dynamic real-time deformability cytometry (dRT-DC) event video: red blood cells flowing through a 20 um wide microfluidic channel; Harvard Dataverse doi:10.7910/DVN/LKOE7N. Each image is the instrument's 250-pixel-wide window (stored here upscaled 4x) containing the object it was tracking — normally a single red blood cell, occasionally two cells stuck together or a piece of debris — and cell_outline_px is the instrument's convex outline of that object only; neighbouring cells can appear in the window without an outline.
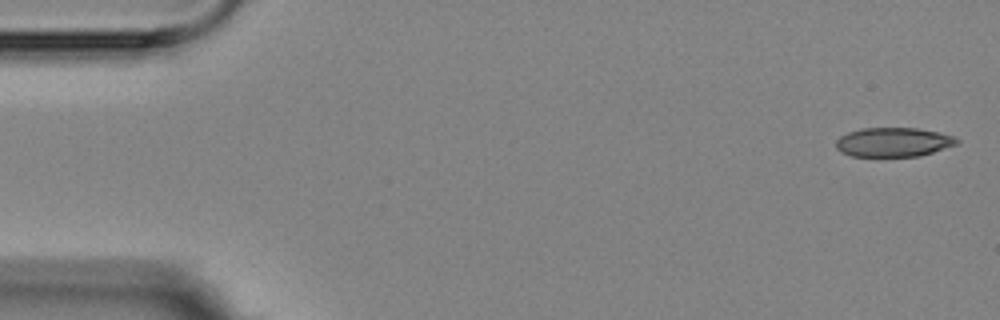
{"species": "Egyptian fruit bat (a non-hibernating species)", "species_latin": "Rousettus aegyptiacus", "temperature_condition": "room temperature", "stored_images_in_passage": 5, "segment_of_instrument_passage": [1, 2], "camera_frame_rate_fps": 3000, "um_per_image_px": 0.085, "animal": {"sex": "female"}, "frame": {"image": 1, "passage_image": 1, "time_ms": 0.0, "image_size_px": [1000, 320], "cell_outline_px": [[960, 140], [956, 144], [920, 156], [852, 156], [840, 152], [836, 148], [836, 140], [840, 136], [848, 132], [860, 128], [916, 128], [940, 132], [952, 136]], "centroid_in_image_um": [75.9, 12.08], "position_along_channel_um": 9.1, "area_um2": 20.52}}
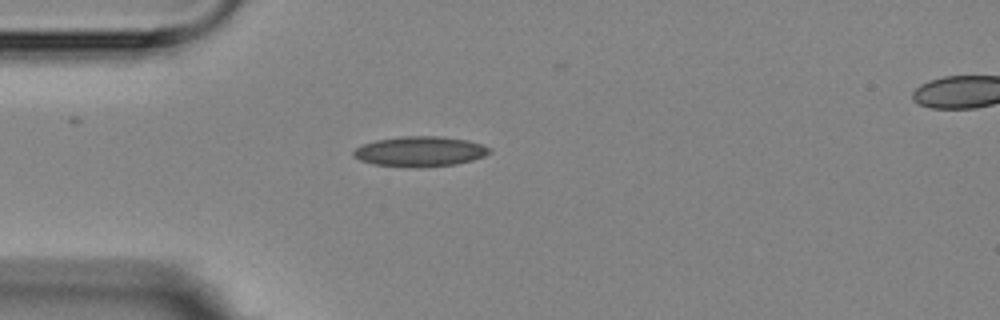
{"frame": {"image": 2, "passage_image": 4, "time_ms": 4.333, "image_size_px": [1000, 320], "cell_outline_px": [[492, 152], [484, 156], [472, 160], [456, 164], [420, 168], [412, 168], [372, 164], [360, 160], [352, 156], [352, 152], [356, 148], [364, 144], [376, 140], [404, 136], [440, 136], [468, 140], [492, 148]], "centroid_in_image_um": [35.7, 12.88], "position_along_channel_um": 49.3, "area_um2": 24.1}}